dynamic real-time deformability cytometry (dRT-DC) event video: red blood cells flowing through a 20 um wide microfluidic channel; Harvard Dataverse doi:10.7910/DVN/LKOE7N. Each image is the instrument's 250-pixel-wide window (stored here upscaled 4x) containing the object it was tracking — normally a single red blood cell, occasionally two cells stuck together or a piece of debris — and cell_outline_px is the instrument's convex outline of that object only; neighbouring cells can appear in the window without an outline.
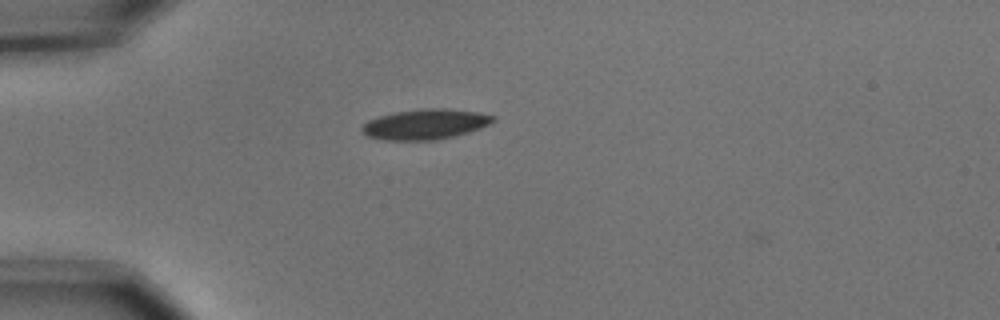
{"species": "common noctule bat (a hibernating species)", "species_latin": "Nyctalus noctula", "temperature_condition": "cold", "stored_images_in_passage": 42, "camera_frame_rate_fps": 3000, "um_per_image_px": 0.085, "animal": {"sex": "male", "body_mass_g": 15.6}, "frame": {"image": 1, "passage_image": 2, "time_ms": 0.333, "image_size_px": [1000, 320], "cell_outline_px": [[496, 120], [480, 128], [468, 132], [436, 140], [384, 140], [368, 136], [360, 128], [368, 120], [380, 116], [396, 112], [420, 108], [444, 108], [480, 112], [496, 116]], "centroid_in_image_um": [36.17, 10.55], "position_along_channel_um": 48.8, "area_um2": 23.06}}
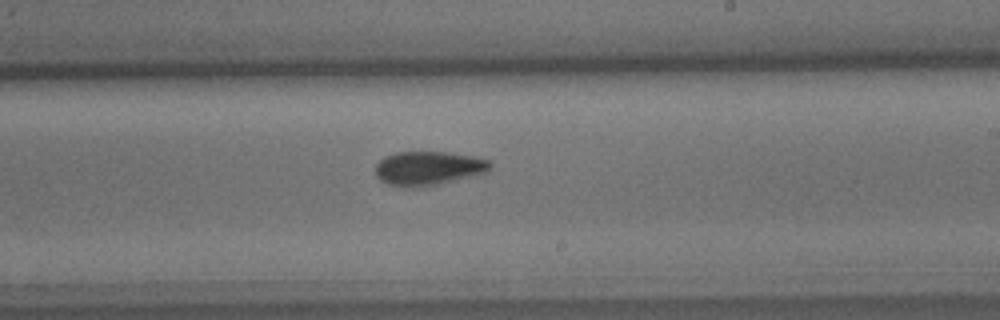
{"frame": {"image": 2, "passage_image": 20, "time_ms": 6.333, "image_size_px": [1000, 320], "cell_outline_px": [[492, 164], [488, 172], [476, 176], [424, 188], [404, 188], [388, 184], [380, 180], [376, 176], [376, 164], [384, 156], [396, 152], [444, 152], [476, 156], [492, 160]], "centroid_in_image_um": [36.46, 14.32], "position_along_channel_um": 252.5, "area_um2": 23.47}}
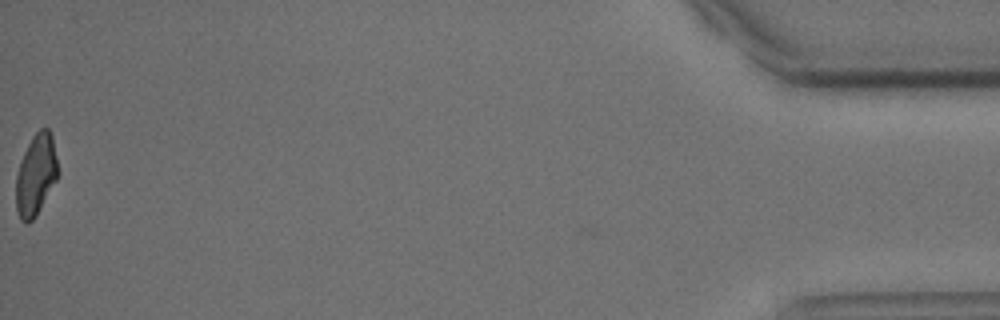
{"frame": {"image": 3, "passage_image": 42, "time_ms": 13.667, "image_size_px": [1000, 320], "cell_outline_px": [[60, 172], [56, 180], [36, 216], [28, 224], [24, 224], [20, 220], [16, 208], [16, 176], [20, 160], [32, 136], [40, 128], [48, 128], [52, 136]], "centroid_in_image_um": [3.05, 14.87], "position_along_channel_um": 432.1, "area_um2": 20.06}, "authors_computed_cell_mechanics": {"area_um2": 21.7617, "velocity_mm_per_s": 3.6791, "shape_relaxation_time_tau1_ms": 3.1884, "shape_relaxation_time_tau2_ms": 10.8285, "deformation_change_tau1": 0.1197, "deformation_change_tau2": 0.1689}}